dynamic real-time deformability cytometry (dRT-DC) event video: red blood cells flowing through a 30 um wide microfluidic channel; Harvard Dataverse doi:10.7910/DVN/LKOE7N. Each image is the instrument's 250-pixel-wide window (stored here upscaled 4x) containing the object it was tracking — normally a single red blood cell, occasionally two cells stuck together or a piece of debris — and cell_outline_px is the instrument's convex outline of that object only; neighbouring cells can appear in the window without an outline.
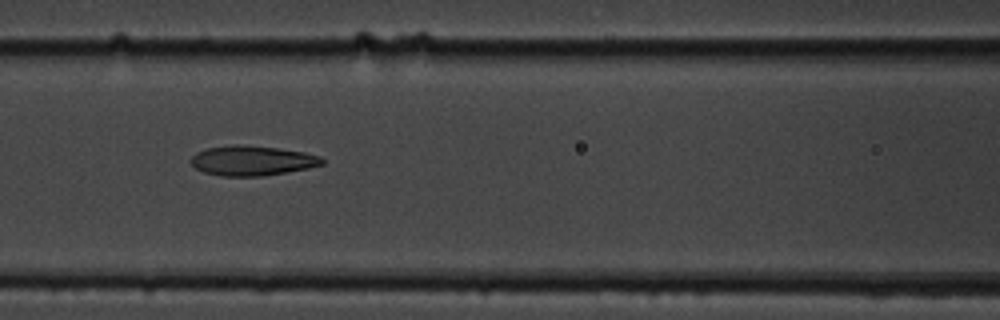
{"species": "common noctule bat (a hibernating species)", "species_latin": "Nyctalus noctula", "temperature_condition": "cold", "stored_images_in_passage": 4, "camera_frame_rate_fps": 3000, "um_per_image_px": 0.085, "animal": {"sex": "male", "body_mass_g": 19.5, "forearm_length_mm": 54.6}, "frame": {"image": 1, "passage_image": 3, "time_ms": 2.333, "image_size_px": [1000, 320], "cell_outline_px": [[324, 164], [308, 168], [260, 176], [220, 176], [204, 172], [196, 168], [188, 160], [196, 152], [208, 148], [232, 144], [236, 144], [276, 148], [304, 152], [320, 156], [324, 160]], "centroid_in_image_um": [21.4, 13.65], "position_along_channel_um": 145.2, "area_um2": 22.72}}
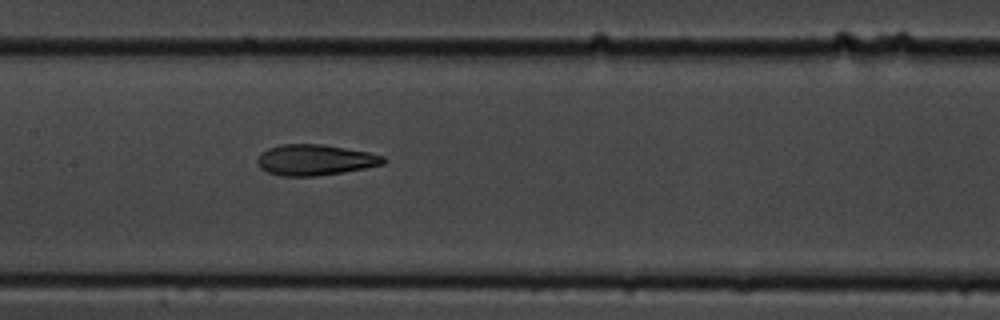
{"frame": {"image": 2, "passage_image": 4, "time_ms": 3.333, "image_size_px": [1000, 320], "cell_outline_px": [[388, 160], [384, 164], [364, 168], [316, 176], [280, 176], [268, 172], [260, 168], [256, 164], [256, 160], [268, 148], [280, 144], [324, 144], [368, 152], [384, 156]], "centroid_in_image_um": [26.78, 13.59], "position_along_channel_um": 180.6, "area_um2": 22.6}}